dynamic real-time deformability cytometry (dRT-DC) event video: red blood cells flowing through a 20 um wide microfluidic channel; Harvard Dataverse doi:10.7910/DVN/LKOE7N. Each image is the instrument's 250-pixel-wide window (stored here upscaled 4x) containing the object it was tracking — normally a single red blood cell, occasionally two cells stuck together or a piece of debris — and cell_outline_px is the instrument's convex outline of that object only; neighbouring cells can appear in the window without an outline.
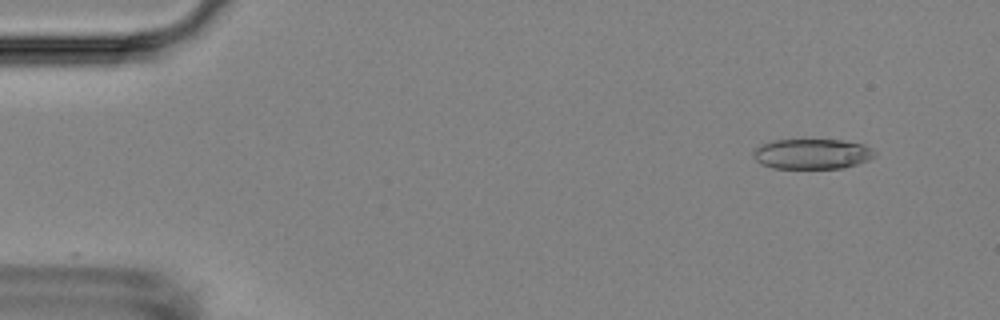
{"species": "Egyptian fruit bat (a non-hibernating species)", "species_latin": "Rousettus aegyptiacus", "temperature_condition": "room temperature", "stored_images_in_passage": 4, "camera_frame_rate_fps": 3000, "um_per_image_px": 0.085, "animal": {"sex": "female"}, "frame": {"image": 1, "passage_image": 1, "time_ms": 0.0, "image_size_px": [1000, 320], "cell_outline_px": [[876, 156], [868, 160], [844, 168], [772, 168], [760, 164], [752, 156], [752, 152], [760, 144], [772, 140], [840, 140], [864, 144], [872, 148], [876, 152]], "centroid_in_image_um": [69.01, 13.08], "position_along_channel_um": 16.0, "area_um2": 21.56}}